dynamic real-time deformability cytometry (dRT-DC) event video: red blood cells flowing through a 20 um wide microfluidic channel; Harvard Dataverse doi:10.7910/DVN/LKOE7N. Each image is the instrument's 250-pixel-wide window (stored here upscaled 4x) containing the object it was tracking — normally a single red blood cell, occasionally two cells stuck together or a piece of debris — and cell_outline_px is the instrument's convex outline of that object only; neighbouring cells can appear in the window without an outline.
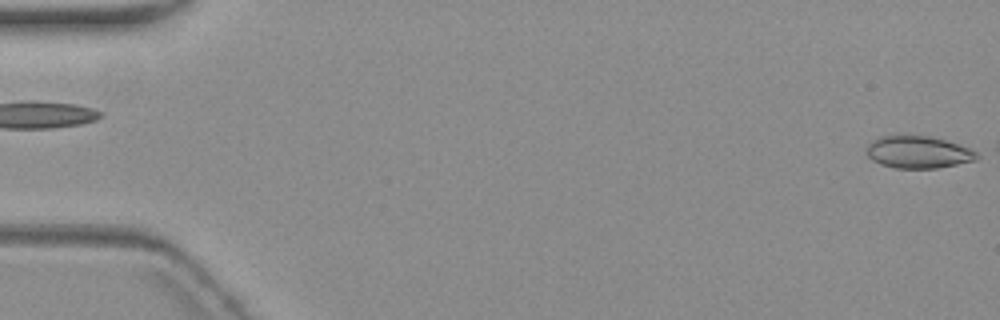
{"species": "common noctule bat (a hibernating species)", "species_latin": "Nyctalus noctula", "temperature_condition": "warm", "stored_images_in_passage": 6, "segment_of_instrument_passage": [2, 2], "camera_frame_rate_fps": 3000, "um_per_image_px": 0.085, "animal": {"sex": "female", "body_mass_g": 19.3, "forearm_length_mm": 54.1}, "frame": {"image": 1, "passage_image": 6, "time_ms": 6.0, "image_size_px": [1000, 320], "cell_outline_px": [[980, 156], [976, 160], [936, 168], [896, 168], [880, 164], [872, 160], [868, 156], [868, 144], [876, 136], [900, 132], [932, 136], [972, 148], [980, 152]], "centroid_in_image_um": [78.04, 12.87], "position_along_channel_um": 7.0, "area_um2": 21.62}}